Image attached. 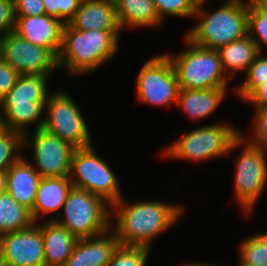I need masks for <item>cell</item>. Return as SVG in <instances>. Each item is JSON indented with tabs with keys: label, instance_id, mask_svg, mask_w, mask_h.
Here are the masks:
<instances>
[{
	"label": "cell",
	"instance_id": "8992f818",
	"mask_svg": "<svg viewBox=\"0 0 267 266\" xmlns=\"http://www.w3.org/2000/svg\"><path fill=\"white\" fill-rule=\"evenodd\" d=\"M110 208L101 197L72 186L61 209L64 218L57 217L54 221L77 239L94 237L112 228Z\"/></svg>",
	"mask_w": 267,
	"mask_h": 266
},
{
	"label": "cell",
	"instance_id": "b9f144b4",
	"mask_svg": "<svg viewBox=\"0 0 267 266\" xmlns=\"http://www.w3.org/2000/svg\"><path fill=\"white\" fill-rule=\"evenodd\" d=\"M260 6L267 11V0H265Z\"/></svg>",
	"mask_w": 267,
	"mask_h": 266
},
{
	"label": "cell",
	"instance_id": "e575fe53",
	"mask_svg": "<svg viewBox=\"0 0 267 266\" xmlns=\"http://www.w3.org/2000/svg\"><path fill=\"white\" fill-rule=\"evenodd\" d=\"M19 73L0 57V101L15 86Z\"/></svg>",
	"mask_w": 267,
	"mask_h": 266
},
{
	"label": "cell",
	"instance_id": "52a82bcc",
	"mask_svg": "<svg viewBox=\"0 0 267 266\" xmlns=\"http://www.w3.org/2000/svg\"><path fill=\"white\" fill-rule=\"evenodd\" d=\"M241 133L223 122L195 128L163 149V157L187 161H208L232 151L233 140Z\"/></svg>",
	"mask_w": 267,
	"mask_h": 266
},
{
	"label": "cell",
	"instance_id": "d4e9b609",
	"mask_svg": "<svg viewBox=\"0 0 267 266\" xmlns=\"http://www.w3.org/2000/svg\"><path fill=\"white\" fill-rule=\"evenodd\" d=\"M238 247L239 265L267 266V232L247 236Z\"/></svg>",
	"mask_w": 267,
	"mask_h": 266
},
{
	"label": "cell",
	"instance_id": "9c48e42d",
	"mask_svg": "<svg viewBox=\"0 0 267 266\" xmlns=\"http://www.w3.org/2000/svg\"><path fill=\"white\" fill-rule=\"evenodd\" d=\"M98 155L93 145L75 149L69 178L73 187L87 190L113 206L123 193L111 166Z\"/></svg>",
	"mask_w": 267,
	"mask_h": 266
},
{
	"label": "cell",
	"instance_id": "8d00e7d4",
	"mask_svg": "<svg viewBox=\"0 0 267 266\" xmlns=\"http://www.w3.org/2000/svg\"><path fill=\"white\" fill-rule=\"evenodd\" d=\"M239 2L244 7L260 6L265 0H235Z\"/></svg>",
	"mask_w": 267,
	"mask_h": 266
},
{
	"label": "cell",
	"instance_id": "7a4b0ae2",
	"mask_svg": "<svg viewBox=\"0 0 267 266\" xmlns=\"http://www.w3.org/2000/svg\"><path fill=\"white\" fill-rule=\"evenodd\" d=\"M121 30H78L64 24L58 69L69 74H88L114 58Z\"/></svg>",
	"mask_w": 267,
	"mask_h": 266
},
{
	"label": "cell",
	"instance_id": "cb8c5ba5",
	"mask_svg": "<svg viewBox=\"0 0 267 266\" xmlns=\"http://www.w3.org/2000/svg\"><path fill=\"white\" fill-rule=\"evenodd\" d=\"M34 223L30 210L20 205L7 191L0 193V236L27 229Z\"/></svg>",
	"mask_w": 267,
	"mask_h": 266
},
{
	"label": "cell",
	"instance_id": "8fae6325",
	"mask_svg": "<svg viewBox=\"0 0 267 266\" xmlns=\"http://www.w3.org/2000/svg\"><path fill=\"white\" fill-rule=\"evenodd\" d=\"M136 98L141 103L169 107L177 102L179 85L176 72L168 55L151 57L141 67L136 78Z\"/></svg>",
	"mask_w": 267,
	"mask_h": 266
},
{
	"label": "cell",
	"instance_id": "83f0119b",
	"mask_svg": "<svg viewBox=\"0 0 267 266\" xmlns=\"http://www.w3.org/2000/svg\"><path fill=\"white\" fill-rule=\"evenodd\" d=\"M248 34L263 54L262 50L267 49V11L261 6L248 8Z\"/></svg>",
	"mask_w": 267,
	"mask_h": 266
},
{
	"label": "cell",
	"instance_id": "6da1fadb",
	"mask_svg": "<svg viewBox=\"0 0 267 266\" xmlns=\"http://www.w3.org/2000/svg\"><path fill=\"white\" fill-rule=\"evenodd\" d=\"M183 206L159 200L126 204L122 196L112 206L115 226L111 227L116 233L119 245L151 250L153 239L178 223L185 212Z\"/></svg>",
	"mask_w": 267,
	"mask_h": 266
},
{
	"label": "cell",
	"instance_id": "74e56055",
	"mask_svg": "<svg viewBox=\"0 0 267 266\" xmlns=\"http://www.w3.org/2000/svg\"><path fill=\"white\" fill-rule=\"evenodd\" d=\"M6 191V172L0 171V193Z\"/></svg>",
	"mask_w": 267,
	"mask_h": 266
},
{
	"label": "cell",
	"instance_id": "836d02e7",
	"mask_svg": "<svg viewBox=\"0 0 267 266\" xmlns=\"http://www.w3.org/2000/svg\"><path fill=\"white\" fill-rule=\"evenodd\" d=\"M45 14L43 0H14L15 16H39Z\"/></svg>",
	"mask_w": 267,
	"mask_h": 266
},
{
	"label": "cell",
	"instance_id": "1f68e13d",
	"mask_svg": "<svg viewBox=\"0 0 267 266\" xmlns=\"http://www.w3.org/2000/svg\"><path fill=\"white\" fill-rule=\"evenodd\" d=\"M252 131L248 140L261 147L267 153V107L254 110Z\"/></svg>",
	"mask_w": 267,
	"mask_h": 266
},
{
	"label": "cell",
	"instance_id": "484cf974",
	"mask_svg": "<svg viewBox=\"0 0 267 266\" xmlns=\"http://www.w3.org/2000/svg\"><path fill=\"white\" fill-rule=\"evenodd\" d=\"M23 135L7 130L0 116V171L6 172L22 155Z\"/></svg>",
	"mask_w": 267,
	"mask_h": 266
},
{
	"label": "cell",
	"instance_id": "277c9868",
	"mask_svg": "<svg viewBox=\"0 0 267 266\" xmlns=\"http://www.w3.org/2000/svg\"><path fill=\"white\" fill-rule=\"evenodd\" d=\"M225 2L212 13L204 5L196 8L194 18L199 21L185 34L194 44L219 49L248 35V7L235 0Z\"/></svg>",
	"mask_w": 267,
	"mask_h": 266
},
{
	"label": "cell",
	"instance_id": "f546056e",
	"mask_svg": "<svg viewBox=\"0 0 267 266\" xmlns=\"http://www.w3.org/2000/svg\"><path fill=\"white\" fill-rule=\"evenodd\" d=\"M159 18L166 15L175 17H194L196 6L191 0H152Z\"/></svg>",
	"mask_w": 267,
	"mask_h": 266
},
{
	"label": "cell",
	"instance_id": "f35d334b",
	"mask_svg": "<svg viewBox=\"0 0 267 266\" xmlns=\"http://www.w3.org/2000/svg\"><path fill=\"white\" fill-rule=\"evenodd\" d=\"M185 266H216V265H213V264H208V263H202V262H188L187 264L185 263Z\"/></svg>",
	"mask_w": 267,
	"mask_h": 266
},
{
	"label": "cell",
	"instance_id": "9a60e30c",
	"mask_svg": "<svg viewBox=\"0 0 267 266\" xmlns=\"http://www.w3.org/2000/svg\"><path fill=\"white\" fill-rule=\"evenodd\" d=\"M64 23L48 16H15L14 32L33 45L47 48L56 58L62 46Z\"/></svg>",
	"mask_w": 267,
	"mask_h": 266
},
{
	"label": "cell",
	"instance_id": "3957f363",
	"mask_svg": "<svg viewBox=\"0 0 267 266\" xmlns=\"http://www.w3.org/2000/svg\"><path fill=\"white\" fill-rule=\"evenodd\" d=\"M50 76L19 75L15 86L0 101V116L7 130L25 135L32 124L35 129L42 127Z\"/></svg>",
	"mask_w": 267,
	"mask_h": 266
},
{
	"label": "cell",
	"instance_id": "603a6c76",
	"mask_svg": "<svg viewBox=\"0 0 267 266\" xmlns=\"http://www.w3.org/2000/svg\"><path fill=\"white\" fill-rule=\"evenodd\" d=\"M218 52L223 70L230 79L236 75V72L237 74L239 71L245 73L254 59L260 54L257 44L249 34L220 47Z\"/></svg>",
	"mask_w": 267,
	"mask_h": 266
},
{
	"label": "cell",
	"instance_id": "ac0fdd59",
	"mask_svg": "<svg viewBox=\"0 0 267 266\" xmlns=\"http://www.w3.org/2000/svg\"><path fill=\"white\" fill-rule=\"evenodd\" d=\"M68 24L78 30H122L113 0H82Z\"/></svg>",
	"mask_w": 267,
	"mask_h": 266
},
{
	"label": "cell",
	"instance_id": "7402d4cb",
	"mask_svg": "<svg viewBox=\"0 0 267 266\" xmlns=\"http://www.w3.org/2000/svg\"><path fill=\"white\" fill-rule=\"evenodd\" d=\"M116 15L122 30L130 28H153L163 22L152 0H114Z\"/></svg>",
	"mask_w": 267,
	"mask_h": 266
},
{
	"label": "cell",
	"instance_id": "ffe728a7",
	"mask_svg": "<svg viewBox=\"0 0 267 266\" xmlns=\"http://www.w3.org/2000/svg\"><path fill=\"white\" fill-rule=\"evenodd\" d=\"M228 88L215 89H179L176 104L192 120H203L223 103Z\"/></svg>",
	"mask_w": 267,
	"mask_h": 266
},
{
	"label": "cell",
	"instance_id": "30bf717a",
	"mask_svg": "<svg viewBox=\"0 0 267 266\" xmlns=\"http://www.w3.org/2000/svg\"><path fill=\"white\" fill-rule=\"evenodd\" d=\"M42 127L74 148L92 144L91 134L78 104L64 90L50 93L45 104Z\"/></svg>",
	"mask_w": 267,
	"mask_h": 266
},
{
	"label": "cell",
	"instance_id": "d590c367",
	"mask_svg": "<svg viewBox=\"0 0 267 266\" xmlns=\"http://www.w3.org/2000/svg\"><path fill=\"white\" fill-rule=\"evenodd\" d=\"M249 104L253 105L254 110L267 107V82L258 85L245 99Z\"/></svg>",
	"mask_w": 267,
	"mask_h": 266
},
{
	"label": "cell",
	"instance_id": "4fadbf2b",
	"mask_svg": "<svg viewBox=\"0 0 267 266\" xmlns=\"http://www.w3.org/2000/svg\"><path fill=\"white\" fill-rule=\"evenodd\" d=\"M0 57L20 75H53L57 58L44 47L33 45L14 31L0 38Z\"/></svg>",
	"mask_w": 267,
	"mask_h": 266
},
{
	"label": "cell",
	"instance_id": "ab89813d",
	"mask_svg": "<svg viewBox=\"0 0 267 266\" xmlns=\"http://www.w3.org/2000/svg\"><path fill=\"white\" fill-rule=\"evenodd\" d=\"M193 2V4L198 7L203 5L204 3H206L207 0H191Z\"/></svg>",
	"mask_w": 267,
	"mask_h": 266
},
{
	"label": "cell",
	"instance_id": "2e32d148",
	"mask_svg": "<svg viewBox=\"0 0 267 266\" xmlns=\"http://www.w3.org/2000/svg\"><path fill=\"white\" fill-rule=\"evenodd\" d=\"M118 245L112 228L94 237L78 239L64 266H107Z\"/></svg>",
	"mask_w": 267,
	"mask_h": 266
},
{
	"label": "cell",
	"instance_id": "44dd1931",
	"mask_svg": "<svg viewBox=\"0 0 267 266\" xmlns=\"http://www.w3.org/2000/svg\"><path fill=\"white\" fill-rule=\"evenodd\" d=\"M44 241L46 266H64L77 242L65 227L54 220H45L40 224Z\"/></svg>",
	"mask_w": 267,
	"mask_h": 266
},
{
	"label": "cell",
	"instance_id": "e0dca14e",
	"mask_svg": "<svg viewBox=\"0 0 267 266\" xmlns=\"http://www.w3.org/2000/svg\"><path fill=\"white\" fill-rule=\"evenodd\" d=\"M41 176L22 155L6 171V191L22 206L32 211Z\"/></svg>",
	"mask_w": 267,
	"mask_h": 266
},
{
	"label": "cell",
	"instance_id": "4316f807",
	"mask_svg": "<svg viewBox=\"0 0 267 266\" xmlns=\"http://www.w3.org/2000/svg\"><path fill=\"white\" fill-rule=\"evenodd\" d=\"M243 83L236 87L238 97L245 99L258 85L267 82V55L259 54L245 72Z\"/></svg>",
	"mask_w": 267,
	"mask_h": 266
},
{
	"label": "cell",
	"instance_id": "d6986e66",
	"mask_svg": "<svg viewBox=\"0 0 267 266\" xmlns=\"http://www.w3.org/2000/svg\"><path fill=\"white\" fill-rule=\"evenodd\" d=\"M72 188V182L69 177H46L41 178L38 191L36 194L33 210L31 211L32 218L35 223H39L41 215L55 214L48 220H54L65 203L67 194Z\"/></svg>",
	"mask_w": 267,
	"mask_h": 266
},
{
	"label": "cell",
	"instance_id": "60d3db41",
	"mask_svg": "<svg viewBox=\"0 0 267 266\" xmlns=\"http://www.w3.org/2000/svg\"><path fill=\"white\" fill-rule=\"evenodd\" d=\"M0 266H10L5 260L0 256Z\"/></svg>",
	"mask_w": 267,
	"mask_h": 266
},
{
	"label": "cell",
	"instance_id": "5bb4252c",
	"mask_svg": "<svg viewBox=\"0 0 267 266\" xmlns=\"http://www.w3.org/2000/svg\"><path fill=\"white\" fill-rule=\"evenodd\" d=\"M0 256L10 266H46L40 224L1 235Z\"/></svg>",
	"mask_w": 267,
	"mask_h": 266
},
{
	"label": "cell",
	"instance_id": "7c38bea8",
	"mask_svg": "<svg viewBox=\"0 0 267 266\" xmlns=\"http://www.w3.org/2000/svg\"><path fill=\"white\" fill-rule=\"evenodd\" d=\"M33 132L23 135V150L27 147L33 151V160L29 162L34 164L31 165L42 178L69 177L76 148L43 127Z\"/></svg>",
	"mask_w": 267,
	"mask_h": 266
},
{
	"label": "cell",
	"instance_id": "d6a6232c",
	"mask_svg": "<svg viewBox=\"0 0 267 266\" xmlns=\"http://www.w3.org/2000/svg\"><path fill=\"white\" fill-rule=\"evenodd\" d=\"M14 0H0V37L14 31Z\"/></svg>",
	"mask_w": 267,
	"mask_h": 266
},
{
	"label": "cell",
	"instance_id": "f1b7e54d",
	"mask_svg": "<svg viewBox=\"0 0 267 266\" xmlns=\"http://www.w3.org/2000/svg\"><path fill=\"white\" fill-rule=\"evenodd\" d=\"M150 249L118 245L107 266H146Z\"/></svg>",
	"mask_w": 267,
	"mask_h": 266
},
{
	"label": "cell",
	"instance_id": "5b68a950",
	"mask_svg": "<svg viewBox=\"0 0 267 266\" xmlns=\"http://www.w3.org/2000/svg\"><path fill=\"white\" fill-rule=\"evenodd\" d=\"M187 49L170 58L177 75L179 89L228 88L230 78L223 70L218 49L194 44L186 35Z\"/></svg>",
	"mask_w": 267,
	"mask_h": 266
},
{
	"label": "cell",
	"instance_id": "ba28073f",
	"mask_svg": "<svg viewBox=\"0 0 267 266\" xmlns=\"http://www.w3.org/2000/svg\"><path fill=\"white\" fill-rule=\"evenodd\" d=\"M242 146L235 163L234 194L240 209L249 215L267 185V153L240 133L232 142V150Z\"/></svg>",
	"mask_w": 267,
	"mask_h": 266
},
{
	"label": "cell",
	"instance_id": "4dcf8cb0",
	"mask_svg": "<svg viewBox=\"0 0 267 266\" xmlns=\"http://www.w3.org/2000/svg\"><path fill=\"white\" fill-rule=\"evenodd\" d=\"M82 0H43L46 15L54 17L64 24L75 16Z\"/></svg>",
	"mask_w": 267,
	"mask_h": 266
}]
</instances>
